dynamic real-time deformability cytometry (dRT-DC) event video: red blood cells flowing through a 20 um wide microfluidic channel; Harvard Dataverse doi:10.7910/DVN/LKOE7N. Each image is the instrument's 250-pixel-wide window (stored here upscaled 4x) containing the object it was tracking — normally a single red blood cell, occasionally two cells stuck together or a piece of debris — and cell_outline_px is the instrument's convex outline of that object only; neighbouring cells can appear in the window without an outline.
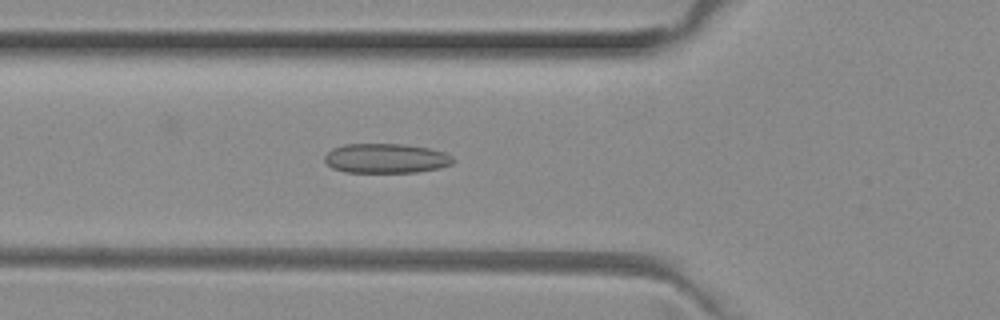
{"species": "common noctule bat (a hibernating species)", "species_latin": "Nyctalus noctula", "temperature_condition": "room temperature", "stored_images_in_passage": 37, "camera_frame_rate_fps": 3000, "um_per_image_px": 0.085, "animal": {"sex": "female", "body_mass_g": 29.2, "forearm_length_mm": 56.3}, "frame": {"image": 1, "passage_image": 18, "time_ms": 5.667, "image_size_px": [1000, 320], "cell_outline_px": [[456, 160], [452, 164], [440, 168], [416, 172], [344, 172], [332, 168], [324, 160], [324, 156], [332, 148], [344, 144], [404, 144], [428, 148], [444, 152], [452, 156]], "centroid_in_image_um": [32.81, 13.46], "position_along_channel_um": 93.0, "area_um2": 22.25}}
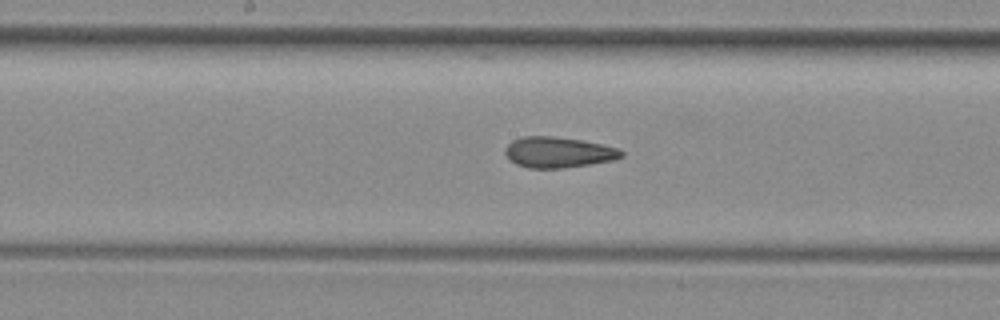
{"frame": {"image": 2, "passage_image": 26, "time_ms": 8.333, "image_size_px": [1000, 320], "cell_outline_px": [[624, 156], [616, 160], [564, 168], [528, 168], [516, 164], [504, 152], [504, 148], [512, 140], [524, 136], [552, 136], [580, 140], [620, 148], [624, 152]], "centroid_in_image_um": [47.48, 12.95], "position_along_channel_um": 200.7, "area_um2": 20.87}}
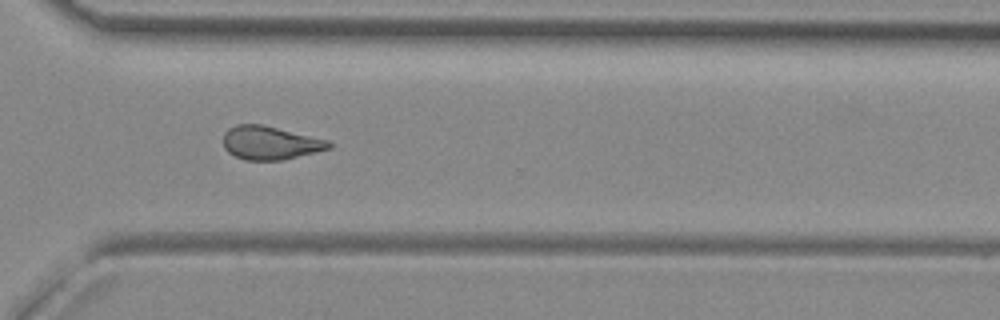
{"frame": {"image": 3, "passage_image": 37, "time_ms": 12.0, "image_size_px": [1000, 320], "cell_outline_px": [[332, 148], [316, 152], [280, 160], [244, 160], [228, 152], [224, 148], [224, 132], [228, 128], [236, 124], [260, 124], [332, 140]], "centroid_in_image_um": [22.99, 12.13], "position_along_channel_um": 347.6, "area_um2": 20.69}}